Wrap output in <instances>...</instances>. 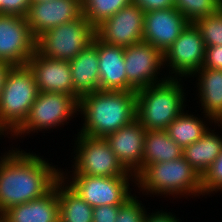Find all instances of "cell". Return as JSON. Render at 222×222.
Masks as SVG:
<instances>
[{"instance_id":"cell-18","label":"cell","mask_w":222,"mask_h":222,"mask_svg":"<svg viewBox=\"0 0 222 222\" xmlns=\"http://www.w3.org/2000/svg\"><path fill=\"white\" fill-rule=\"evenodd\" d=\"M99 90L127 91L124 47L98 38Z\"/></svg>"},{"instance_id":"cell-14","label":"cell","mask_w":222,"mask_h":222,"mask_svg":"<svg viewBox=\"0 0 222 222\" xmlns=\"http://www.w3.org/2000/svg\"><path fill=\"white\" fill-rule=\"evenodd\" d=\"M82 15V0H47L31 2L26 19L31 33L37 38L45 31Z\"/></svg>"},{"instance_id":"cell-36","label":"cell","mask_w":222,"mask_h":222,"mask_svg":"<svg viewBox=\"0 0 222 222\" xmlns=\"http://www.w3.org/2000/svg\"><path fill=\"white\" fill-rule=\"evenodd\" d=\"M10 68H11L10 64L0 61V97L4 88V83L6 80L7 73Z\"/></svg>"},{"instance_id":"cell-23","label":"cell","mask_w":222,"mask_h":222,"mask_svg":"<svg viewBox=\"0 0 222 222\" xmlns=\"http://www.w3.org/2000/svg\"><path fill=\"white\" fill-rule=\"evenodd\" d=\"M221 151L222 137L209 129L200 139L183 149V157L202 176Z\"/></svg>"},{"instance_id":"cell-2","label":"cell","mask_w":222,"mask_h":222,"mask_svg":"<svg viewBox=\"0 0 222 222\" xmlns=\"http://www.w3.org/2000/svg\"><path fill=\"white\" fill-rule=\"evenodd\" d=\"M78 112L84 117L79 134L105 138L136 119V91L86 94L79 100Z\"/></svg>"},{"instance_id":"cell-22","label":"cell","mask_w":222,"mask_h":222,"mask_svg":"<svg viewBox=\"0 0 222 222\" xmlns=\"http://www.w3.org/2000/svg\"><path fill=\"white\" fill-rule=\"evenodd\" d=\"M183 156L181 148L166 130H146L142 170L148 164L176 160Z\"/></svg>"},{"instance_id":"cell-20","label":"cell","mask_w":222,"mask_h":222,"mask_svg":"<svg viewBox=\"0 0 222 222\" xmlns=\"http://www.w3.org/2000/svg\"><path fill=\"white\" fill-rule=\"evenodd\" d=\"M3 216L5 222H59L57 182L43 197L13 206Z\"/></svg>"},{"instance_id":"cell-4","label":"cell","mask_w":222,"mask_h":222,"mask_svg":"<svg viewBox=\"0 0 222 222\" xmlns=\"http://www.w3.org/2000/svg\"><path fill=\"white\" fill-rule=\"evenodd\" d=\"M138 182V183H137ZM140 191L154 195H203L201 176L182 156L176 160L148 164L137 176Z\"/></svg>"},{"instance_id":"cell-37","label":"cell","mask_w":222,"mask_h":222,"mask_svg":"<svg viewBox=\"0 0 222 222\" xmlns=\"http://www.w3.org/2000/svg\"><path fill=\"white\" fill-rule=\"evenodd\" d=\"M0 222H5L3 214L0 212Z\"/></svg>"},{"instance_id":"cell-33","label":"cell","mask_w":222,"mask_h":222,"mask_svg":"<svg viewBox=\"0 0 222 222\" xmlns=\"http://www.w3.org/2000/svg\"><path fill=\"white\" fill-rule=\"evenodd\" d=\"M205 47V59L202 67L222 70V45Z\"/></svg>"},{"instance_id":"cell-17","label":"cell","mask_w":222,"mask_h":222,"mask_svg":"<svg viewBox=\"0 0 222 222\" xmlns=\"http://www.w3.org/2000/svg\"><path fill=\"white\" fill-rule=\"evenodd\" d=\"M145 133L146 129L135 119L105 137L119 162L135 176L142 171Z\"/></svg>"},{"instance_id":"cell-34","label":"cell","mask_w":222,"mask_h":222,"mask_svg":"<svg viewBox=\"0 0 222 222\" xmlns=\"http://www.w3.org/2000/svg\"><path fill=\"white\" fill-rule=\"evenodd\" d=\"M144 12L173 8V0H131Z\"/></svg>"},{"instance_id":"cell-26","label":"cell","mask_w":222,"mask_h":222,"mask_svg":"<svg viewBox=\"0 0 222 222\" xmlns=\"http://www.w3.org/2000/svg\"><path fill=\"white\" fill-rule=\"evenodd\" d=\"M130 3L131 0H82L83 15L96 28Z\"/></svg>"},{"instance_id":"cell-21","label":"cell","mask_w":222,"mask_h":222,"mask_svg":"<svg viewBox=\"0 0 222 222\" xmlns=\"http://www.w3.org/2000/svg\"><path fill=\"white\" fill-rule=\"evenodd\" d=\"M197 72L192 77L199 75L201 110L204 109L205 117L215 124L222 116V70L201 67Z\"/></svg>"},{"instance_id":"cell-16","label":"cell","mask_w":222,"mask_h":222,"mask_svg":"<svg viewBox=\"0 0 222 222\" xmlns=\"http://www.w3.org/2000/svg\"><path fill=\"white\" fill-rule=\"evenodd\" d=\"M188 24L189 21L174 7L145 12L143 41L164 53Z\"/></svg>"},{"instance_id":"cell-1","label":"cell","mask_w":222,"mask_h":222,"mask_svg":"<svg viewBox=\"0 0 222 222\" xmlns=\"http://www.w3.org/2000/svg\"><path fill=\"white\" fill-rule=\"evenodd\" d=\"M16 149V150H15ZM0 158V212L47 194L61 178V169L17 148Z\"/></svg>"},{"instance_id":"cell-24","label":"cell","mask_w":222,"mask_h":222,"mask_svg":"<svg viewBox=\"0 0 222 222\" xmlns=\"http://www.w3.org/2000/svg\"><path fill=\"white\" fill-rule=\"evenodd\" d=\"M57 193L59 222H93V208L61 178L57 181Z\"/></svg>"},{"instance_id":"cell-15","label":"cell","mask_w":222,"mask_h":222,"mask_svg":"<svg viewBox=\"0 0 222 222\" xmlns=\"http://www.w3.org/2000/svg\"><path fill=\"white\" fill-rule=\"evenodd\" d=\"M27 65L33 72L39 92L64 93L79 102L80 97L73 90L69 61L42 56L35 51Z\"/></svg>"},{"instance_id":"cell-30","label":"cell","mask_w":222,"mask_h":222,"mask_svg":"<svg viewBox=\"0 0 222 222\" xmlns=\"http://www.w3.org/2000/svg\"><path fill=\"white\" fill-rule=\"evenodd\" d=\"M134 195L124 204L120 205L116 222H143L146 210L141 206V201L136 199Z\"/></svg>"},{"instance_id":"cell-25","label":"cell","mask_w":222,"mask_h":222,"mask_svg":"<svg viewBox=\"0 0 222 222\" xmlns=\"http://www.w3.org/2000/svg\"><path fill=\"white\" fill-rule=\"evenodd\" d=\"M207 130L209 127H206L202 118L200 120L184 111L166 129L169 136L183 149L200 139Z\"/></svg>"},{"instance_id":"cell-12","label":"cell","mask_w":222,"mask_h":222,"mask_svg":"<svg viewBox=\"0 0 222 222\" xmlns=\"http://www.w3.org/2000/svg\"><path fill=\"white\" fill-rule=\"evenodd\" d=\"M36 51V38L26 17L0 13V61L11 66L27 65Z\"/></svg>"},{"instance_id":"cell-13","label":"cell","mask_w":222,"mask_h":222,"mask_svg":"<svg viewBox=\"0 0 222 222\" xmlns=\"http://www.w3.org/2000/svg\"><path fill=\"white\" fill-rule=\"evenodd\" d=\"M145 12L130 3L95 28V35L108 44L129 47L143 41Z\"/></svg>"},{"instance_id":"cell-9","label":"cell","mask_w":222,"mask_h":222,"mask_svg":"<svg viewBox=\"0 0 222 222\" xmlns=\"http://www.w3.org/2000/svg\"><path fill=\"white\" fill-rule=\"evenodd\" d=\"M61 170V179L65 182L70 179L67 185L85 200L92 208L102 205H122L133 195L130 193V183H136V176H89L72 175L66 178ZM131 177V178H130ZM72 179V181H71ZM130 179V180H129Z\"/></svg>"},{"instance_id":"cell-5","label":"cell","mask_w":222,"mask_h":222,"mask_svg":"<svg viewBox=\"0 0 222 222\" xmlns=\"http://www.w3.org/2000/svg\"><path fill=\"white\" fill-rule=\"evenodd\" d=\"M38 94L33 72L28 65L11 66L0 97L1 136L13 134L24 123Z\"/></svg>"},{"instance_id":"cell-6","label":"cell","mask_w":222,"mask_h":222,"mask_svg":"<svg viewBox=\"0 0 222 222\" xmlns=\"http://www.w3.org/2000/svg\"><path fill=\"white\" fill-rule=\"evenodd\" d=\"M94 37L95 28L82 15L39 35L36 38V51L42 56L70 61L86 49Z\"/></svg>"},{"instance_id":"cell-32","label":"cell","mask_w":222,"mask_h":222,"mask_svg":"<svg viewBox=\"0 0 222 222\" xmlns=\"http://www.w3.org/2000/svg\"><path fill=\"white\" fill-rule=\"evenodd\" d=\"M120 205H102L93 208V222H116Z\"/></svg>"},{"instance_id":"cell-35","label":"cell","mask_w":222,"mask_h":222,"mask_svg":"<svg viewBox=\"0 0 222 222\" xmlns=\"http://www.w3.org/2000/svg\"><path fill=\"white\" fill-rule=\"evenodd\" d=\"M179 219L173 216L170 212L157 211L156 213H151V215H145L143 222H179Z\"/></svg>"},{"instance_id":"cell-19","label":"cell","mask_w":222,"mask_h":222,"mask_svg":"<svg viewBox=\"0 0 222 222\" xmlns=\"http://www.w3.org/2000/svg\"><path fill=\"white\" fill-rule=\"evenodd\" d=\"M98 37L69 61L74 92L81 98L99 90Z\"/></svg>"},{"instance_id":"cell-11","label":"cell","mask_w":222,"mask_h":222,"mask_svg":"<svg viewBox=\"0 0 222 222\" xmlns=\"http://www.w3.org/2000/svg\"><path fill=\"white\" fill-rule=\"evenodd\" d=\"M205 48L199 28L195 23L189 22L180 36L164 52V67L169 64L167 67L172 68L170 74L175 73L169 75V78L185 76L186 79V76L196 73L204 64Z\"/></svg>"},{"instance_id":"cell-10","label":"cell","mask_w":222,"mask_h":222,"mask_svg":"<svg viewBox=\"0 0 222 222\" xmlns=\"http://www.w3.org/2000/svg\"><path fill=\"white\" fill-rule=\"evenodd\" d=\"M127 91H137L147 86L163 83L169 77L158 78L164 68V53L147 42H139L124 48ZM159 79V80H157Z\"/></svg>"},{"instance_id":"cell-39","label":"cell","mask_w":222,"mask_h":222,"mask_svg":"<svg viewBox=\"0 0 222 222\" xmlns=\"http://www.w3.org/2000/svg\"><path fill=\"white\" fill-rule=\"evenodd\" d=\"M0 13H2V0H0Z\"/></svg>"},{"instance_id":"cell-7","label":"cell","mask_w":222,"mask_h":222,"mask_svg":"<svg viewBox=\"0 0 222 222\" xmlns=\"http://www.w3.org/2000/svg\"><path fill=\"white\" fill-rule=\"evenodd\" d=\"M76 150L72 175L89 176H135L128 172L111 150L108 141L103 137H91L77 134Z\"/></svg>"},{"instance_id":"cell-27","label":"cell","mask_w":222,"mask_h":222,"mask_svg":"<svg viewBox=\"0 0 222 222\" xmlns=\"http://www.w3.org/2000/svg\"><path fill=\"white\" fill-rule=\"evenodd\" d=\"M176 8L189 22L217 13L222 0H173Z\"/></svg>"},{"instance_id":"cell-31","label":"cell","mask_w":222,"mask_h":222,"mask_svg":"<svg viewBox=\"0 0 222 222\" xmlns=\"http://www.w3.org/2000/svg\"><path fill=\"white\" fill-rule=\"evenodd\" d=\"M32 0H2V14L26 17Z\"/></svg>"},{"instance_id":"cell-3","label":"cell","mask_w":222,"mask_h":222,"mask_svg":"<svg viewBox=\"0 0 222 222\" xmlns=\"http://www.w3.org/2000/svg\"><path fill=\"white\" fill-rule=\"evenodd\" d=\"M180 81L168 78L136 91V119L146 130H166L184 111L185 93Z\"/></svg>"},{"instance_id":"cell-28","label":"cell","mask_w":222,"mask_h":222,"mask_svg":"<svg viewBox=\"0 0 222 222\" xmlns=\"http://www.w3.org/2000/svg\"><path fill=\"white\" fill-rule=\"evenodd\" d=\"M205 46L222 45V8L215 14L197 19Z\"/></svg>"},{"instance_id":"cell-8","label":"cell","mask_w":222,"mask_h":222,"mask_svg":"<svg viewBox=\"0 0 222 222\" xmlns=\"http://www.w3.org/2000/svg\"><path fill=\"white\" fill-rule=\"evenodd\" d=\"M79 109V102L71 95L58 92H39L30 108L24 123L12 134L20 138L31 132L53 129L64 125L65 121L75 115Z\"/></svg>"},{"instance_id":"cell-40","label":"cell","mask_w":222,"mask_h":222,"mask_svg":"<svg viewBox=\"0 0 222 222\" xmlns=\"http://www.w3.org/2000/svg\"><path fill=\"white\" fill-rule=\"evenodd\" d=\"M39 1H47V0H32V2H39Z\"/></svg>"},{"instance_id":"cell-38","label":"cell","mask_w":222,"mask_h":222,"mask_svg":"<svg viewBox=\"0 0 222 222\" xmlns=\"http://www.w3.org/2000/svg\"><path fill=\"white\" fill-rule=\"evenodd\" d=\"M217 124H219L218 126L220 127L222 125V116L220 117V119L216 122Z\"/></svg>"},{"instance_id":"cell-29","label":"cell","mask_w":222,"mask_h":222,"mask_svg":"<svg viewBox=\"0 0 222 222\" xmlns=\"http://www.w3.org/2000/svg\"><path fill=\"white\" fill-rule=\"evenodd\" d=\"M203 196L206 194L222 191V151L210 167L201 176Z\"/></svg>"}]
</instances>
